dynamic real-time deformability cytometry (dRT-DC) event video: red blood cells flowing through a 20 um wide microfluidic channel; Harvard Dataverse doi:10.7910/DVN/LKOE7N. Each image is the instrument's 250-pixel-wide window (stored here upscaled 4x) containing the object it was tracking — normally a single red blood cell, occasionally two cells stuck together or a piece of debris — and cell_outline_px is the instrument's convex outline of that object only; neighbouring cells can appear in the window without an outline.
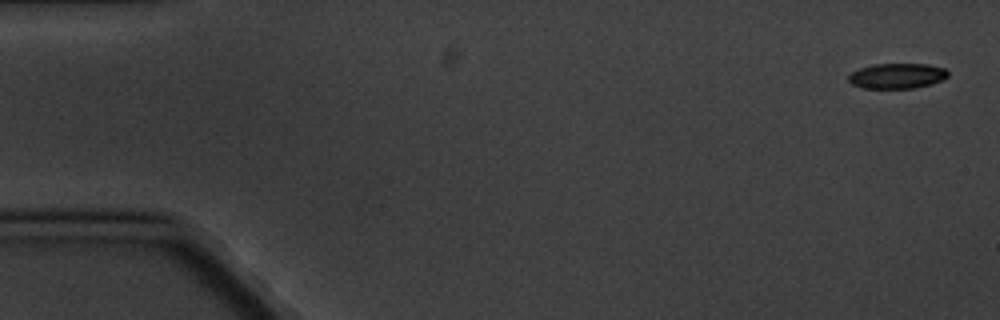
{"species": "common noctule bat (a hibernating species)", "species_latin": "Nyctalus noctula", "temperature_condition": "cold", "stored_images_in_passage": 5, "camera_frame_rate_fps": 3000, "um_per_image_px": 0.085, "animal": {"sex": "male", "body_mass_g": 20.1, "forearm_length_mm": 53.5}, "frame": {"image": 1, "passage_image": 1, "time_ms": 0.0, "image_size_px": [1000, 320], "cell_outline_px": [[948, 76], [944, 80], [932, 84], [916, 88], [864, 88], [852, 84], [848, 80], [848, 76], [852, 72], [860, 68], [872, 64], [928, 64], [944, 68], [948, 72]], "centroid_in_image_um": [76.28, 6.45], "position_along_channel_um": 8.7, "area_um2": 14.74}}
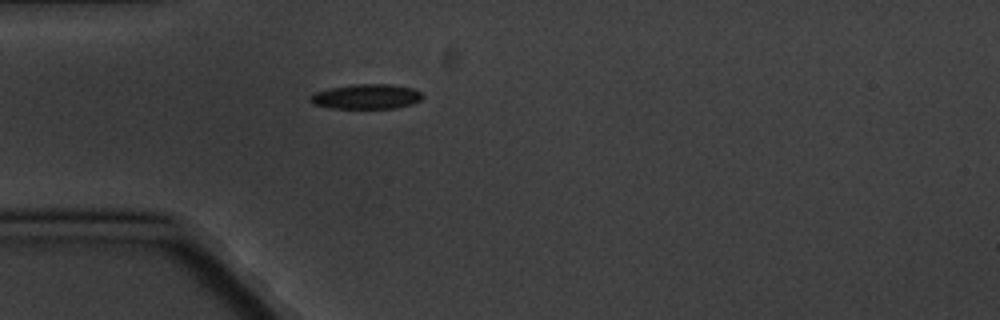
{"frame": {"image": 2, "passage_image": 5, "time_ms": 5.0, "image_size_px": [1000, 320], "cell_outline_px": [[424, 96], [420, 100], [412, 104], [396, 108], [332, 108], [312, 104], [308, 100], [316, 92], [328, 88], [352, 84], [392, 84], [412, 88], [420, 92]], "centroid_in_image_um": [31.14, 8.2], "position_along_channel_um": 53.9, "area_um2": 16.3}}